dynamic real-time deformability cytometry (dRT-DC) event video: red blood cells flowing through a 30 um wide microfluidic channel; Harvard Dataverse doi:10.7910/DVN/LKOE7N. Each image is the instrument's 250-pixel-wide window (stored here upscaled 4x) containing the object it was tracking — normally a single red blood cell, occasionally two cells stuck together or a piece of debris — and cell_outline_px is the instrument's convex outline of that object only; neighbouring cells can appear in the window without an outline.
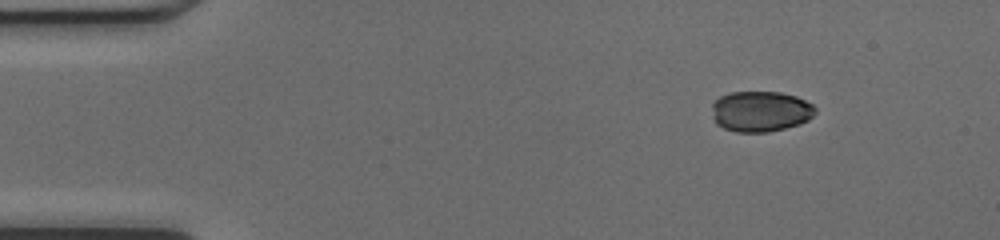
{"species": "common noctule bat (a hibernating species)", "species_latin": "Nyctalus noctula", "temperature_condition": "cold", "stored_images_in_passage": 43, "camera_frame_rate_fps": 3000, "um_per_image_px": 0.085, "animal": {"sex": "female", "body_mass_g": 17.0, "forearm_length_mm": 48.0}, "frame": {"image": 1, "passage_image": 1, "time_ms": 0.0, "image_size_px": [1000, 240], "cell_outline_px": [[816, 112], [808, 120], [800, 124], [768, 132], [736, 132], [724, 128], [716, 124], [712, 116], [712, 104], [720, 96], [728, 92], [780, 92], [796, 96], [812, 104], [816, 108]], "centroid_in_image_um": [64.63, 9.46], "position_along_channel_um": 20.4, "area_um2": 24.62}}
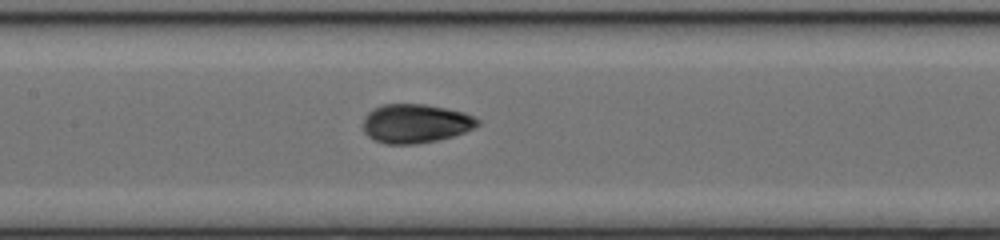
{"frame": {"image": 2, "passage_image": 18, "time_ms": 5.667, "image_size_px": [1000, 240], "cell_outline_px": [[480, 124], [464, 132], [452, 136], [436, 140], [416, 144], [384, 144], [368, 136], [364, 132], [364, 116], [372, 108], [380, 104], [424, 104], [448, 108], [464, 112], [480, 120]], "centroid_in_image_um": [35.3, 10.48], "position_along_channel_um": 172.1, "area_um2": 26.07}}
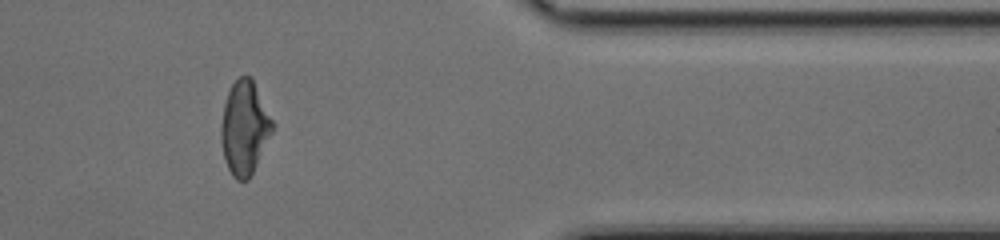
{"frame": {"image": 3, "passage_image": 35, "time_ms": 11.333, "image_size_px": [1000, 240], "cell_outline_px": [[272, 132], [248, 180], [236, 180], [232, 176], [228, 168], [224, 156], [220, 136], [220, 128], [224, 104], [228, 92], [232, 84], [240, 76], [252, 76], [272, 120]], "centroid_in_image_um": [20.76, 10.84], "position_along_channel_um": 390.6, "area_um2": 27.57}, "authors_computed_cell_mechanics": {"area_um2": 26.0678, "velocity_mm_per_s": 4.2635, "shape_relaxation_time_tau1_ms": 4.5576, "shape_relaxation_time_tau2_ms": 2.099, "deformation_change_tau1": 0.1406, "deformation_change_tau2": 0.0534}}